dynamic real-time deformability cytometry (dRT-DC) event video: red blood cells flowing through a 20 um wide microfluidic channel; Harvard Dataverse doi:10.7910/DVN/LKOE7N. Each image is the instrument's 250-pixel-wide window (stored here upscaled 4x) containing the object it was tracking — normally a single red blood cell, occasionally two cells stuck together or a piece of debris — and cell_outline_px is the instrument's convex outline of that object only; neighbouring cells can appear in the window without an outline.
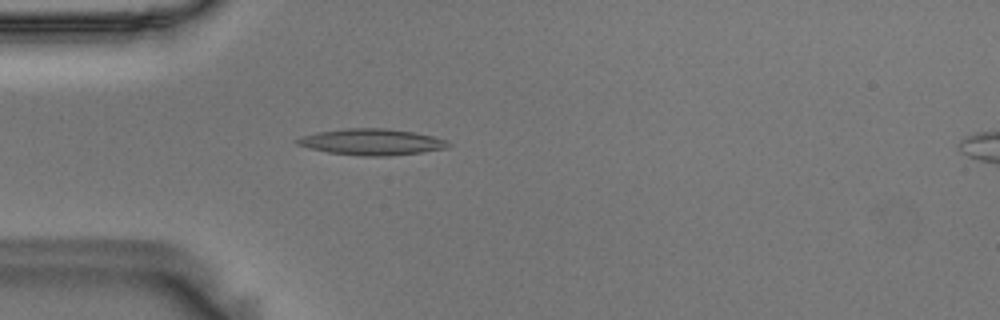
{"species": "Egyptian fruit bat (a non-hibernating species)", "species_latin": "Rousettus aegyptiacus", "temperature_condition": "room temperature", "stored_images_in_passage": 47, "camera_frame_rate_fps": 3000, "um_per_image_px": 0.085, "animal": {"sex": "male"}, "frame": {"image": 1, "passage_image": 7, "time_ms": 2.0, "image_size_px": [1000, 320], "cell_outline_px": [[452, 144], [448, 148], [420, 152], [388, 156], [364, 156], [328, 152], [308, 148], [296, 144], [292, 140], [300, 136], [316, 132], [344, 128], [384, 128], [412, 132], [432, 136], [444, 140]], "centroid_in_image_um": [31.52, 12.06], "position_along_channel_um": 53.5, "area_um2": 23.12}}
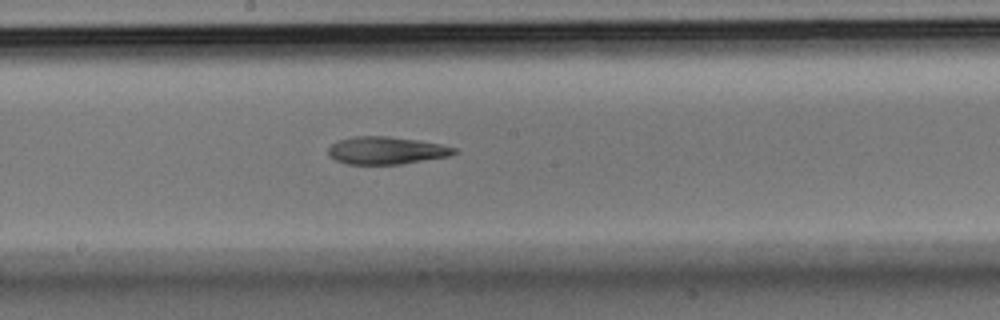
{"frame": {"image": 2, "passage_image": 21, "time_ms": 6.667, "image_size_px": [1000, 320], "cell_outline_px": [[456, 152], [448, 156], [400, 164], [348, 164], [336, 160], [328, 152], [328, 148], [332, 144], [340, 140], [352, 136], [388, 136], [420, 140], [440, 144], [456, 148]], "centroid_in_image_um": [32.83, 12.78], "position_along_channel_um": 215.4, "area_um2": 20.0}}
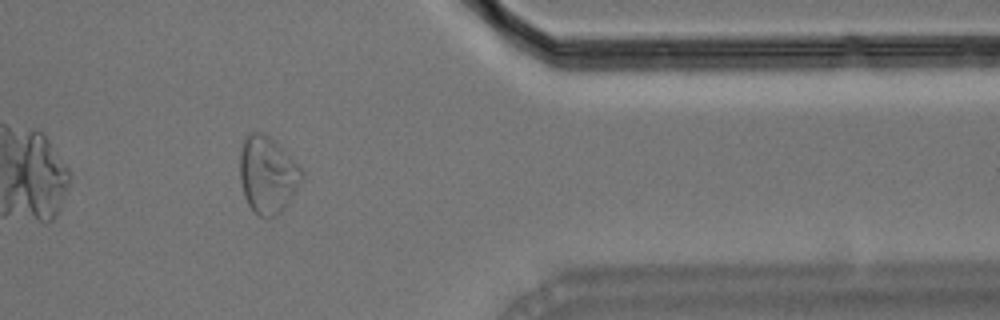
{"frame": {"image": 3, "passage_image": 37, "time_ms": 12.0, "image_size_px": [1000, 320], "cell_outline_px": [[304, 176], [300, 184], [284, 208], [276, 216], [260, 216], [248, 204], [244, 196], [240, 180], [240, 148], [248, 132], [260, 132], [276, 140], [304, 172]], "centroid_in_image_um": [22.74, 14.82], "position_along_channel_um": 388.7, "area_um2": 27.69}, "authors_computed_cell_mechanics": {"area_um2": 21.5594, "velocity_mm_per_s": 3.607, "shape_relaxation_time_tau1_ms": null, "shape_relaxation_time_tau2_ms": 7.9329, "deformation_change_tau1": null, "deformation_change_tau2": 0.1736}}